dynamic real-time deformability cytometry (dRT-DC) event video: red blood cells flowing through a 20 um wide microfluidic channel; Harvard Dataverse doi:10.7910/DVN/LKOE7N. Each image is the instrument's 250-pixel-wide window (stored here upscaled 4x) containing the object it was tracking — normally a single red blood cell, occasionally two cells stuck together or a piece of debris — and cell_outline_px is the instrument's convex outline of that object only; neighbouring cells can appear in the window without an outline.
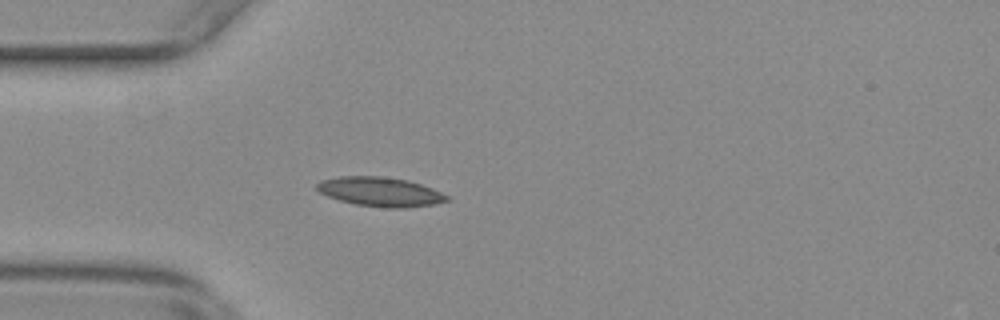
{"species": "common noctule bat (a hibernating species)", "species_latin": "Nyctalus noctula", "temperature_condition": "warm", "stored_images_in_passage": 46, "camera_frame_rate_fps": 3000, "um_per_image_px": 0.085, "animal": {"sex": "female", "body_mass_g": 29.2, "forearm_length_mm": 56.3}, "frame": {"image": 1, "passage_image": 6, "time_ms": 1.667, "image_size_px": [1000, 320], "cell_outline_px": [[448, 200], [432, 204], [404, 208], [384, 208], [356, 204], [340, 200], [328, 196], [320, 192], [316, 188], [316, 184], [320, 180], [340, 176], [380, 176], [408, 180], [432, 188], [448, 196]], "centroid_in_image_um": [32.29, 16.29], "position_along_channel_um": 52.7, "area_um2": 22.02}}
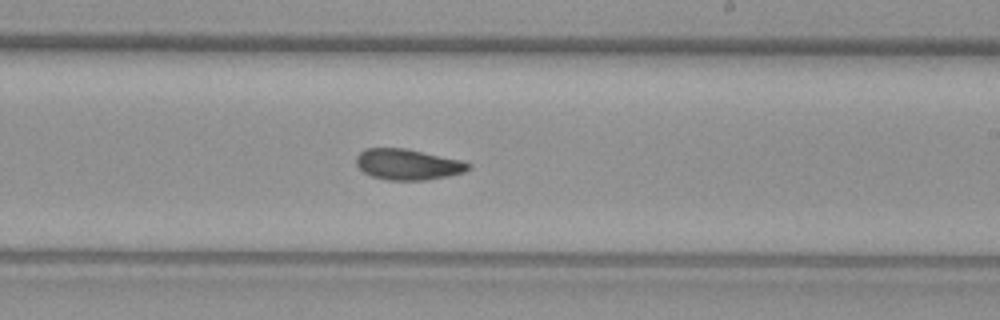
{"frame": {"image": 2, "passage_image": 23, "time_ms": 7.333, "image_size_px": [1000, 320], "cell_outline_px": [[472, 168], [464, 172], [448, 176], [428, 180], [388, 180], [372, 176], [364, 172], [356, 164], [356, 156], [360, 152], [368, 148], [404, 148], [464, 160], [472, 164]], "centroid_in_image_um": [34.72, 13.97], "position_along_channel_um": 254.3, "area_um2": 20.29}}
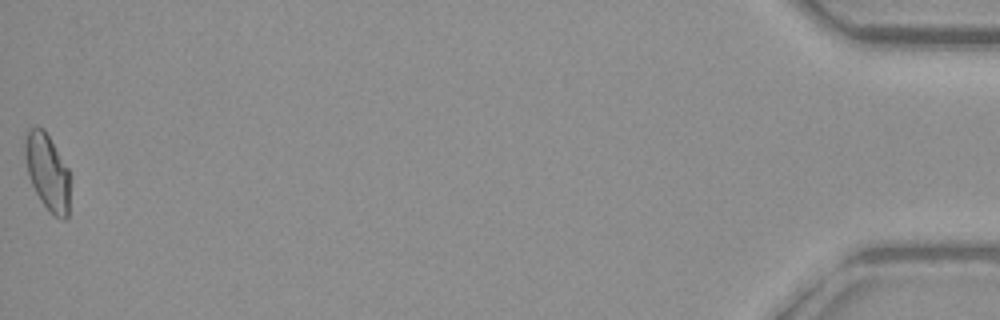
{"frame": {"image": 3, "passage_image": 46, "time_ms": 15.0, "image_size_px": [1000, 320], "cell_outline_px": [[68, 216], [64, 220], [60, 220], [52, 216], [48, 212], [40, 200], [28, 176], [24, 156], [24, 140], [28, 132], [32, 128], [44, 128], [68, 168]], "centroid_in_image_um": [4.01, 14.66], "position_along_channel_um": 431.2, "area_um2": 20.0}, "authors_computed_cell_mechanics": {"area_um2": 20.2589, "velocity_mm_per_s": 3.692, "shape_relaxation_time_tau1_ms": 6.0185, "shape_relaxation_time_tau2_ms": 3.6276, "deformation_change_tau1": 0.1637, "deformation_change_tau2": 0.1027}}